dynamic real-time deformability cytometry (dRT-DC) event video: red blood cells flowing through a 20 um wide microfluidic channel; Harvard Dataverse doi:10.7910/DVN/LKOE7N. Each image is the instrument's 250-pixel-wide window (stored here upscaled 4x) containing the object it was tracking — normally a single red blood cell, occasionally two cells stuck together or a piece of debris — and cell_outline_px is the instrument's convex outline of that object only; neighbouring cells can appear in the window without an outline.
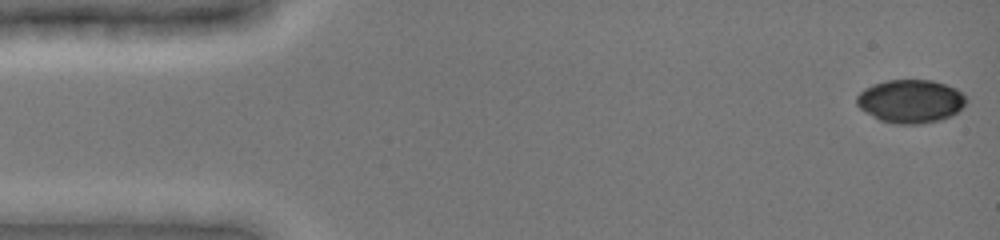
{"species": "common noctule bat (a hibernating species)", "species_latin": "Nyctalus noctula", "temperature_condition": "cold", "stored_images_in_passage": 8, "camera_frame_rate_fps": 3000, "um_per_image_px": 0.085, "animal": {"sex": "female", "body_mass_g": 19.0, "forearm_length_mm": 51.5}, "frame": {"image": 1, "passage_image": 1, "time_ms": 0.0, "image_size_px": [1000, 240], "cell_outline_px": [[968, 100], [952, 116], [940, 120], [920, 124], [896, 124], [880, 120], [872, 116], [860, 108], [856, 104], [856, 96], [864, 88], [872, 84], [888, 80], [932, 80], [956, 88]], "centroid_in_image_um": [77.38, 8.6], "position_along_channel_um": 7.6, "area_um2": 27.63}}
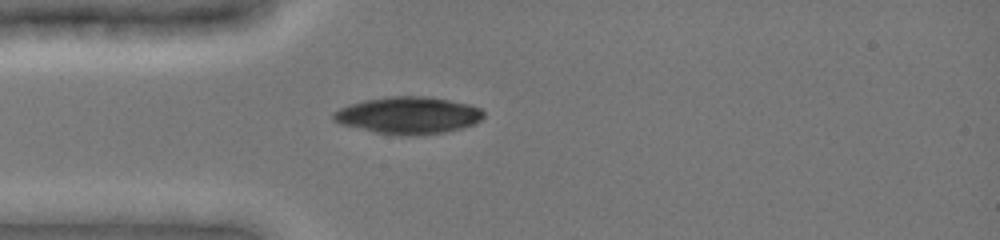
{"frame": {"image": 2, "passage_image": 6, "time_ms": 4.0, "image_size_px": [1000, 240], "cell_outline_px": [[484, 116], [476, 124], [444, 132], [412, 136], [408, 136], [376, 132], [340, 124], [332, 120], [332, 112], [348, 104], [364, 100], [392, 96], [424, 96], [448, 100], [468, 104], [480, 108], [484, 112]], "centroid_in_image_um": [34.69, 9.8], "position_along_channel_um": 50.3, "area_um2": 32.37}}
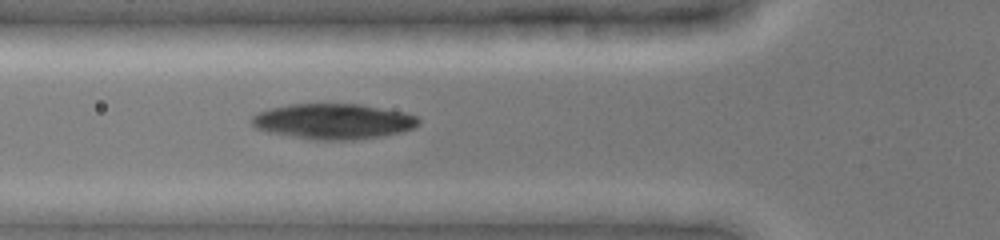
{"frame": {"image": 3, "passage_image": 8, "time_ms": 5.333, "image_size_px": [1000, 240], "cell_outline_px": [[420, 124], [412, 128], [400, 132], [380, 136], [352, 140], [316, 140], [268, 132], [256, 128], [252, 124], [252, 116], [260, 112], [272, 108], [288, 104], [360, 104], [404, 112], [416, 116], [420, 120]], "centroid_in_image_um": [28.34, 10.31], "position_along_channel_um": 97.5, "area_um2": 34.22}}